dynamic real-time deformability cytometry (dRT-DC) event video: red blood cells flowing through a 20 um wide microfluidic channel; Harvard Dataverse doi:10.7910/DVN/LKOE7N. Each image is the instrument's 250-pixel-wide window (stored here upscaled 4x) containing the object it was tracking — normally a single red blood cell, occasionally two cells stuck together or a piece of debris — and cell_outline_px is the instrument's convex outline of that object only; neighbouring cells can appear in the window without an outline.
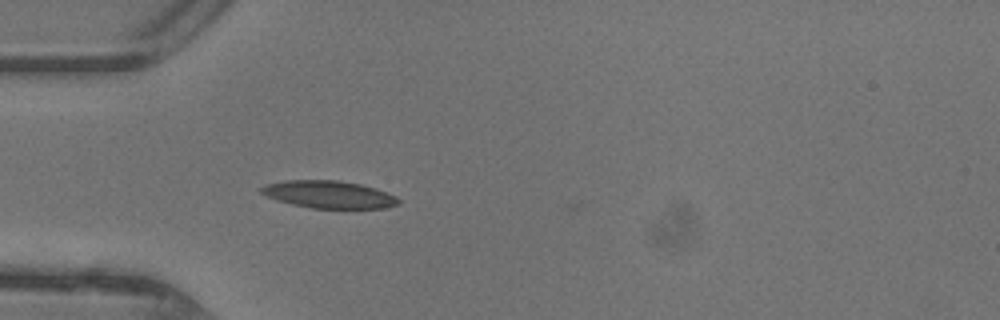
{"species": "common noctule bat (a hibernating species)", "species_latin": "Nyctalus noctula", "temperature_condition": "warm", "stored_images_in_passage": 34, "camera_frame_rate_fps": 3000, "um_per_image_px": 0.085, "animal": {"sex": "female"}, "frame": {"image": 1, "passage_image": 1, "time_ms": 0.0, "image_size_px": [1000, 320], "cell_outline_px": [[400, 204], [384, 208], [308, 208], [276, 200], [260, 192], [260, 188], [264, 184], [284, 180], [340, 180], [360, 184], [376, 188], [396, 196], [400, 200]], "centroid_in_image_um": [27.95, 16.52], "position_along_channel_um": 57.1, "area_um2": 22.08}}
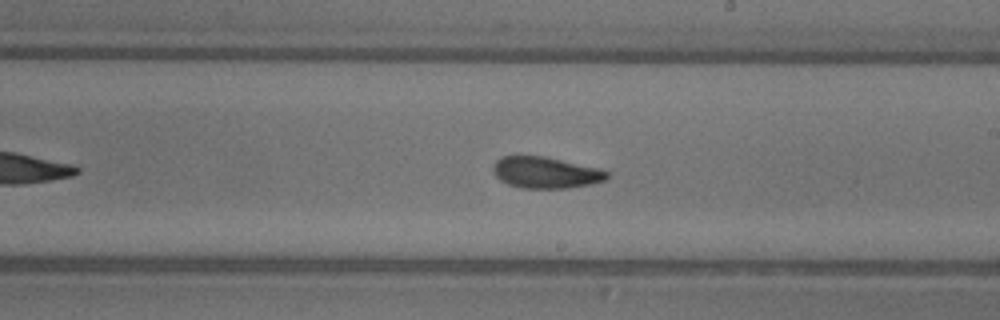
{"frame": {"image": 2, "passage_image": 14, "time_ms": 4.333, "image_size_px": [1000, 320], "cell_outline_px": [[608, 176], [604, 180], [588, 184], [568, 188], [520, 188], [508, 184], [500, 180], [492, 172], [492, 168], [496, 160], [500, 156], [544, 156], [600, 168], [608, 172]], "centroid_in_image_um": [46.34, 14.66], "position_along_channel_um": 242.7, "area_um2": 20.81}}
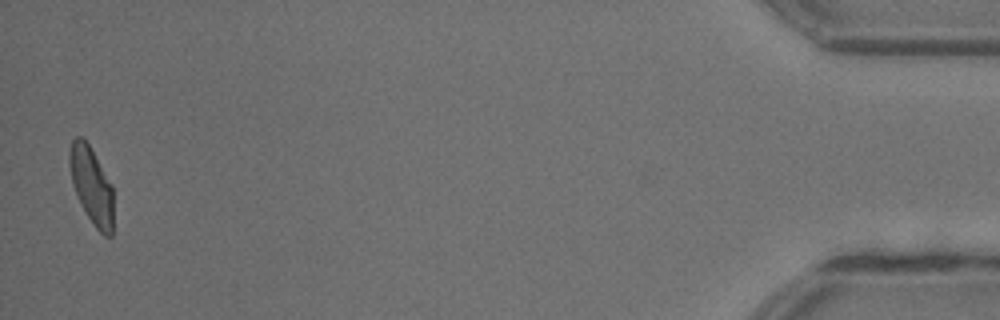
{"frame": {"image": 3, "passage_image": 33, "time_ms": 10.667, "image_size_px": [1000, 320], "cell_outline_px": [[112, 236], [104, 236], [96, 228], [88, 216], [76, 192], [72, 180], [68, 164], [68, 152], [72, 140], [76, 136], [84, 136], [112, 184]], "centroid_in_image_um": [7.77, 15.7], "position_along_channel_um": 427.4, "area_um2": 19.48}, "authors_computed_cell_mechanics": {"area_um2": 20.6635, "velocity_mm_per_s": 4.4133, "shape_relaxation_time_tau1_ms": 6.1447, "shape_relaxation_time_tau2_ms": 1.5713, "deformation_change_tau1": 0.1876, "deformation_change_tau2": 0.0778}}